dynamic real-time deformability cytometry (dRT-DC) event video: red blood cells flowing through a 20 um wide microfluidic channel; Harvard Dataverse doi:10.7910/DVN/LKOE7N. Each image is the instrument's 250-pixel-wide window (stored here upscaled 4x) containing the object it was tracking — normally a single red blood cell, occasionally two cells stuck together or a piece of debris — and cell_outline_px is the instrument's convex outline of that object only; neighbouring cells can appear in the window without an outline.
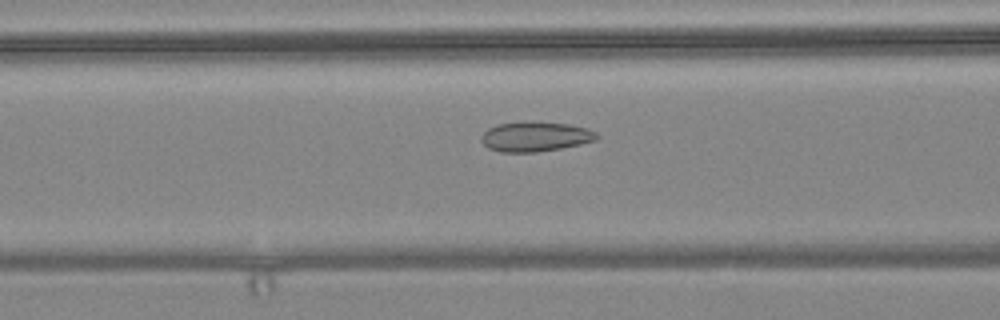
{"species": "common noctule bat (a hibernating species)", "species_latin": "Nyctalus noctula", "temperature_condition": "warm", "stored_images_in_passage": 57, "camera_frame_rate_fps": 3000, "um_per_image_px": 0.085, "animal": {"sex": "female", "body_mass_g": 24.6, "forearm_length_mm": 56.2}, "frame": {"image": 1, "passage_image": 23, "time_ms": 7.333, "image_size_px": [1000, 320], "cell_outline_px": [[600, 136], [596, 140], [580, 144], [560, 148], [536, 152], [500, 152], [488, 148], [480, 140], [480, 136], [488, 128], [496, 124], [568, 124], [584, 128], [596, 132]], "centroid_in_image_um": [45.47, 11.66], "position_along_channel_um": 121.1, "area_um2": 19.25}}
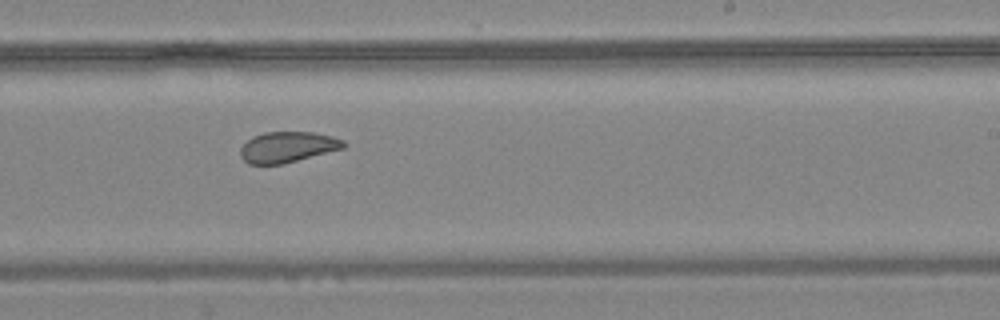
{"frame": {"image": 2, "passage_image": 35, "time_ms": 11.333, "image_size_px": [1000, 320], "cell_outline_px": [[344, 148], [284, 164], [248, 164], [240, 156], [240, 148], [252, 136], [264, 132], [312, 132], [332, 136], [344, 140]], "centroid_in_image_um": [24.42, 12.5], "position_along_channel_um": 264.6, "area_um2": 18.5}}
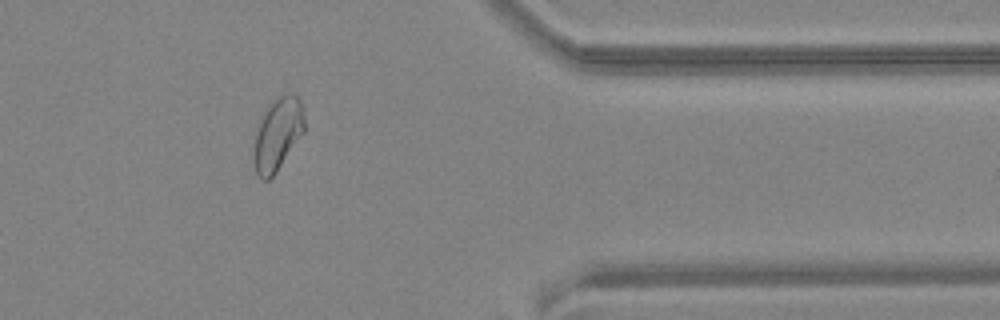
{"frame": {"image": 3, "passage_image": 47, "time_ms": 15.333, "image_size_px": [1000, 320], "cell_outline_px": [[304, 132], [276, 172], [268, 180], [260, 180], [256, 172], [256, 132], [268, 104], [276, 96], [288, 92], [292, 92], [300, 100], [304, 108]], "centroid_in_image_um": [23.65, 11.34], "position_along_channel_um": 387.7, "area_um2": 21.04}, "authors_computed_cell_mechanics": {"area_um2": 22.0796, "velocity_mm_per_s": 3.5886, "shape_relaxation_time_tau1_ms": null, "shape_relaxation_time_tau2_ms": 1.4013, "deformation_change_tau1": null, "deformation_change_tau2": 0.0694}}